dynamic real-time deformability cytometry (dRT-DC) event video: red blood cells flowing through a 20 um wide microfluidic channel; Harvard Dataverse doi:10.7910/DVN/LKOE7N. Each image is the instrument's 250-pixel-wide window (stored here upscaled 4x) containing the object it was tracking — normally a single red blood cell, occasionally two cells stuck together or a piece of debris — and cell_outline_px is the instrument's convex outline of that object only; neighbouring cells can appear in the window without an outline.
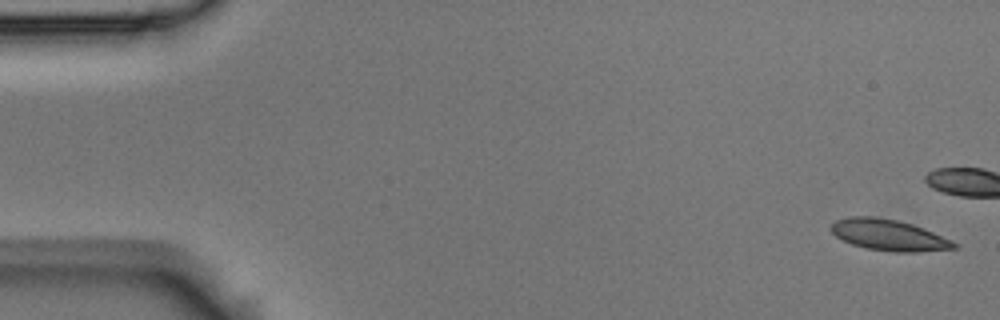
{"species": "Egyptian fruit bat (a non-hibernating species)", "species_latin": "Rousettus aegyptiacus", "temperature_condition": "room temperature", "stored_images_in_passage": 6, "camera_frame_rate_fps": 3000, "um_per_image_px": 0.085, "animal": {"sex": "male"}, "frame": {"image": 1, "passage_image": 1, "time_ms": 0.0, "image_size_px": [1000, 320], "cell_outline_px": [[956, 248], [916, 252], [896, 252], [868, 248], [852, 244], [836, 236], [832, 232], [832, 224], [836, 220], [848, 216], [876, 216], [896, 220], [912, 224], [924, 228], [952, 240], [956, 244]], "centroid_in_image_um": [75.55, 19.96], "position_along_channel_um": 9.4, "area_um2": 22.08}}
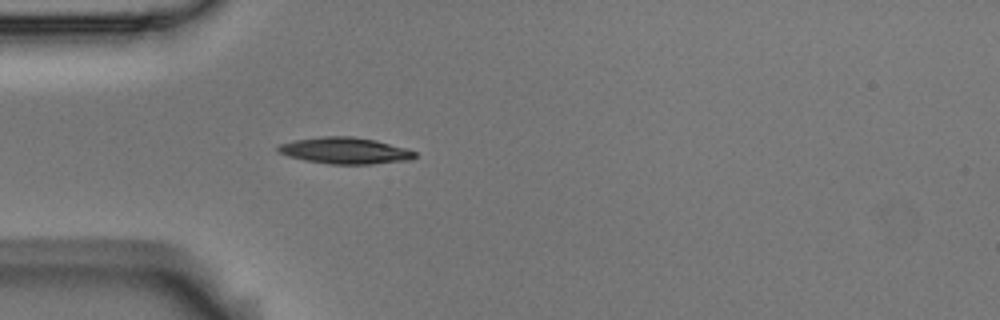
{"frame": {"image": 2, "passage_image": 6, "time_ms": 1.667, "image_size_px": [1000, 320], "cell_outline_px": [[416, 156], [412, 160], [372, 164], [328, 164], [304, 160], [288, 156], [276, 152], [276, 148], [280, 144], [292, 140], [324, 136], [352, 136], [376, 140], [408, 148], [416, 152]], "centroid_in_image_um": [29.33, 12.8], "position_along_channel_um": 55.7, "area_um2": 21.39}}